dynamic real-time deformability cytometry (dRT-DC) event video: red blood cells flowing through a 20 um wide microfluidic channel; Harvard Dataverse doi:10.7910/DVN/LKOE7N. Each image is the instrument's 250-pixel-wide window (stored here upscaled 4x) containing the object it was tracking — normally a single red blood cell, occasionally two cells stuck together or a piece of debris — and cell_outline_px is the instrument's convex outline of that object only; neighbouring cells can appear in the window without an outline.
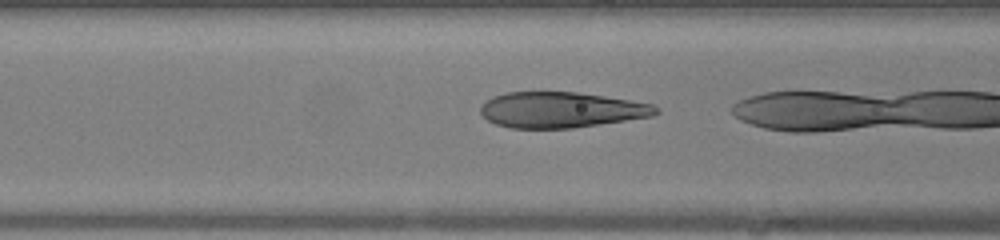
{"species": "human", "species_latin": "Homo sapiens", "temperature_condition": "warm", "stored_images_in_passage": 13, "camera_frame_rate_fps": 3000, "um_per_image_px": 0.085, "donor": {"sex": "female"}, "frame": {"image": 1, "passage_image": 12, "time_ms": 3.667, "image_size_px": [1000, 240], "cell_outline_px": [[660, 112], [652, 116], [572, 128], [512, 128], [496, 124], [488, 120], [480, 112], [480, 104], [492, 96], [508, 92], [576, 92], [604, 96], [652, 104], [660, 108]], "centroid_in_image_um": [47.67, 9.33], "position_along_channel_um": 118.9, "area_um2": 36.36}}